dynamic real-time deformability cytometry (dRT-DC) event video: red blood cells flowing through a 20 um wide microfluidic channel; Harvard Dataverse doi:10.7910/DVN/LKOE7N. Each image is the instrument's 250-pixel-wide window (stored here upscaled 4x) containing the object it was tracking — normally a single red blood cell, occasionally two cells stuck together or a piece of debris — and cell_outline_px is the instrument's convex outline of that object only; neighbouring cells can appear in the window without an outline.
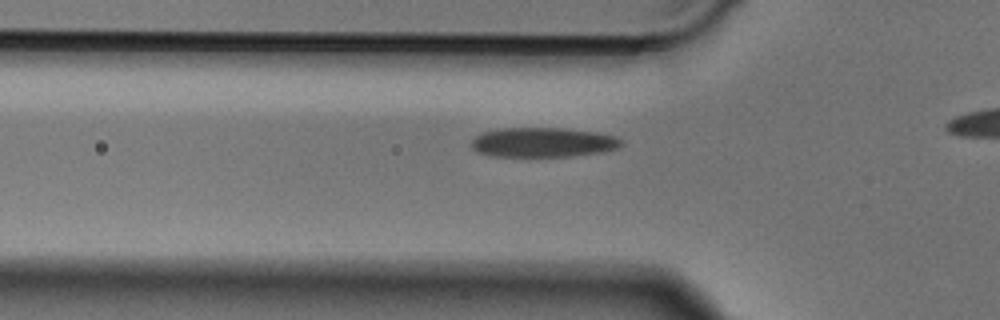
{"species": "Egyptian fruit bat (a non-hibernating species)", "species_latin": "Rousettus aegyptiacus", "temperature_condition": "cold", "stored_images_in_passage": 35, "camera_frame_rate_fps": 3000, "um_per_image_px": 0.085, "animal": {"sex": "male"}, "frame": {"image": 1, "passage_image": 11, "time_ms": 3.333, "image_size_px": [1000, 320], "cell_outline_px": [[624, 144], [616, 148], [604, 152], [572, 156], [492, 156], [476, 152], [472, 148], [472, 140], [480, 132], [496, 128], [568, 128], [596, 132], [616, 136], [624, 140]], "centroid_in_image_um": [46.17, 12.09], "position_along_channel_um": 79.6, "area_um2": 26.24}}
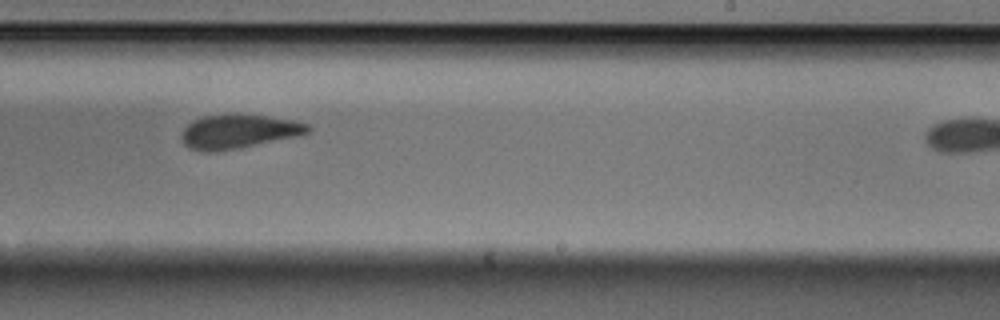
{"frame": {"image": 2, "passage_image": 25, "time_ms": 8.0, "image_size_px": [1000, 320], "cell_outline_px": [[312, 128], [308, 132], [296, 136], [240, 148], [216, 152], [204, 152], [188, 148], [184, 144], [180, 136], [180, 132], [192, 120], [204, 116], [224, 112], [236, 112], [268, 116], [292, 120], [308, 124]], "centroid_in_image_um": [20.21, 11.15], "position_along_channel_um": 268.8, "area_um2": 25.72}}
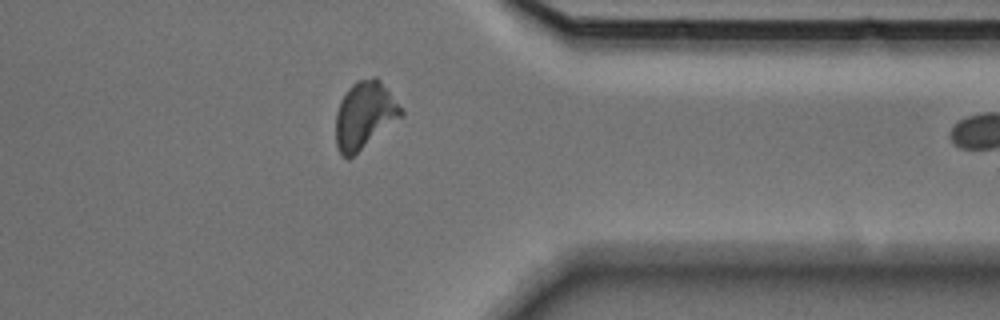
{"frame": {"image": 3, "passage_image": 34, "time_ms": 11.0, "image_size_px": [1000, 320], "cell_outline_px": [[404, 116], [348, 160], [340, 152], [336, 144], [336, 112], [340, 100], [348, 88], [356, 80], [376, 76], [380, 80], [404, 112]], "centroid_in_image_um": [30.98, 9.79], "position_along_channel_um": 380.4, "area_um2": 25.61}}